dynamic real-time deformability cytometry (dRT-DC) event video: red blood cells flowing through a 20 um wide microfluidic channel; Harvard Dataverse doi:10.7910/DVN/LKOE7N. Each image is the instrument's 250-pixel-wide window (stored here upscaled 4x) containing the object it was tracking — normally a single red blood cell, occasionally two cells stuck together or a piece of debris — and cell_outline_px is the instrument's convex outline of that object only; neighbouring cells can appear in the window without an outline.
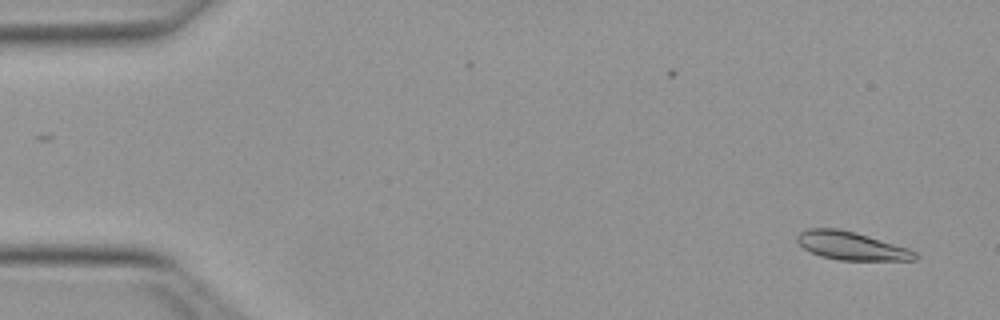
{"species": "Egyptian fruit bat (a non-hibernating species)", "species_latin": "Rousettus aegyptiacus", "temperature_condition": "warm", "stored_images_in_passage": 50, "camera_frame_rate_fps": 3000, "um_per_image_px": 0.085, "animal": {"sex": "female"}, "frame": {"image": 1, "passage_image": 2, "time_ms": 0.333, "image_size_px": [1000, 320], "cell_outline_px": [[920, 256], [916, 260], [840, 260], [820, 256], [804, 248], [796, 240], [796, 236], [800, 232], [808, 228], [840, 228], [868, 236], [908, 248], [916, 252]], "centroid_in_image_um": [72.37, 20.89], "position_along_channel_um": 12.6, "area_um2": 19.31}}
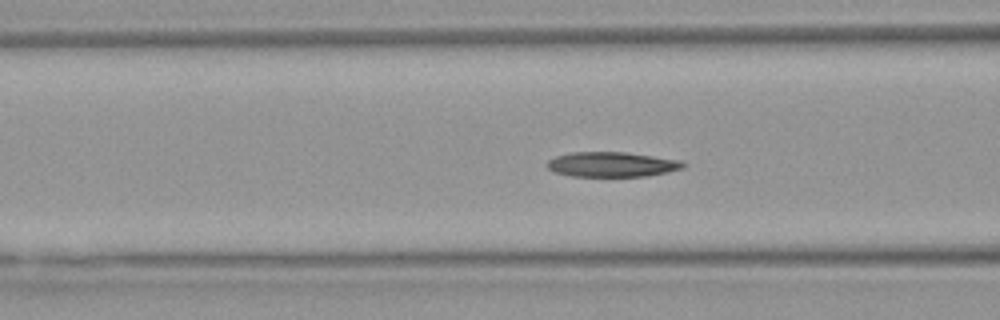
{"frame": {"image": 2, "passage_image": 19, "time_ms": 6.0, "image_size_px": [1000, 320], "cell_outline_px": [[688, 164], [684, 168], [668, 172], [648, 176], [572, 176], [552, 172], [544, 164], [548, 160], [556, 156], [568, 152], [628, 152], [680, 160]], "centroid_in_image_um": [52.0, 13.97], "position_along_channel_um": 114.6, "area_um2": 20.06}}
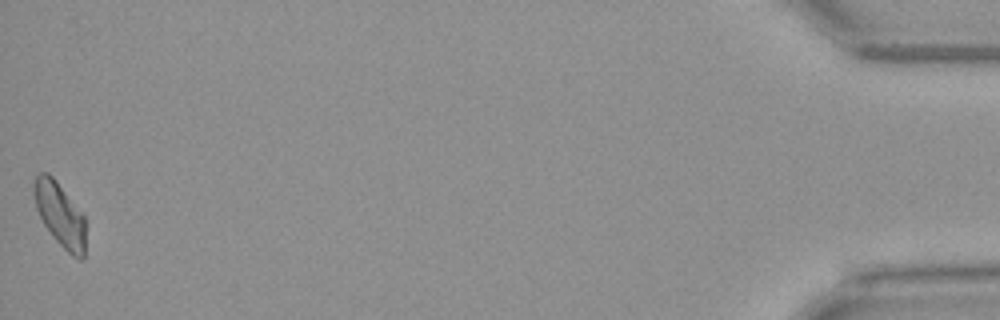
{"frame": {"image": 3, "passage_image": 50, "time_ms": 16.333, "image_size_px": [1000, 320], "cell_outline_px": [[84, 256], [80, 260], [72, 256], [52, 236], [44, 224], [36, 208], [32, 192], [32, 184], [36, 176], [40, 172], [48, 172], [56, 180], [84, 216]], "centroid_in_image_um": [5.05, 18.2], "position_along_channel_um": 430.1, "area_um2": 19.07}, "authors_computed_cell_mechanics": {"area_um2": 19.6809, "velocity_mm_per_s": 4.0098, "shape_relaxation_time_tau1_ms": 8.4891, "shape_relaxation_time_tau2_ms": 8.8599, "deformation_change_tau1": 0.2115, "deformation_change_tau2": 0.1786}}